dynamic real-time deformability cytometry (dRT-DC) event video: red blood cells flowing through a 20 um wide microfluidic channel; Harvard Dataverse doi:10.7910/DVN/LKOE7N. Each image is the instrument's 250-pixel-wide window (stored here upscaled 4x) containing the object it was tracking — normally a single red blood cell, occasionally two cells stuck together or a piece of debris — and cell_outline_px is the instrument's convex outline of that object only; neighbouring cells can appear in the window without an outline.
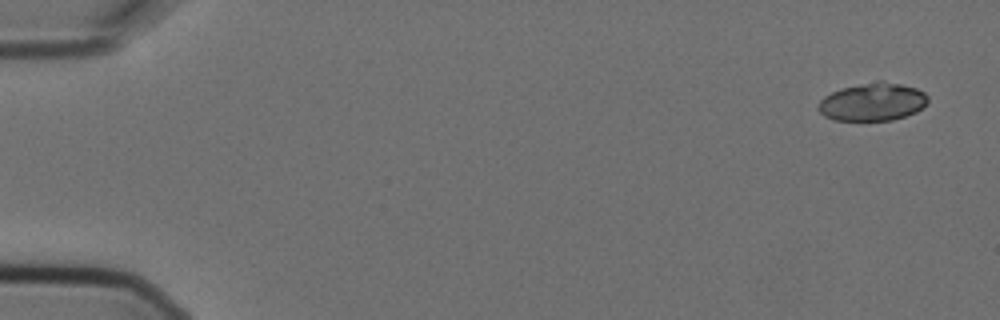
{"species": "Egyptian fruit bat (a non-hibernating species)", "species_latin": "Rousettus aegyptiacus", "temperature_condition": "cold", "stored_images_in_passage": 8, "camera_frame_rate_fps": 3000, "um_per_image_px": 0.085, "animal": {"sex": "female"}, "frame": {"image": 1, "passage_image": 1, "time_ms": 0.0, "image_size_px": [1000, 320], "cell_outline_px": [[928, 100], [916, 112], [892, 120], [832, 120], [824, 116], [816, 108], [816, 104], [824, 96], [840, 88], [876, 80], [884, 80], [916, 88], [924, 92], [928, 96]], "centroid_in_image_um": [74.12, 8.65], "position_along_channel_um": 10.9, "area_um2": 24.39}}